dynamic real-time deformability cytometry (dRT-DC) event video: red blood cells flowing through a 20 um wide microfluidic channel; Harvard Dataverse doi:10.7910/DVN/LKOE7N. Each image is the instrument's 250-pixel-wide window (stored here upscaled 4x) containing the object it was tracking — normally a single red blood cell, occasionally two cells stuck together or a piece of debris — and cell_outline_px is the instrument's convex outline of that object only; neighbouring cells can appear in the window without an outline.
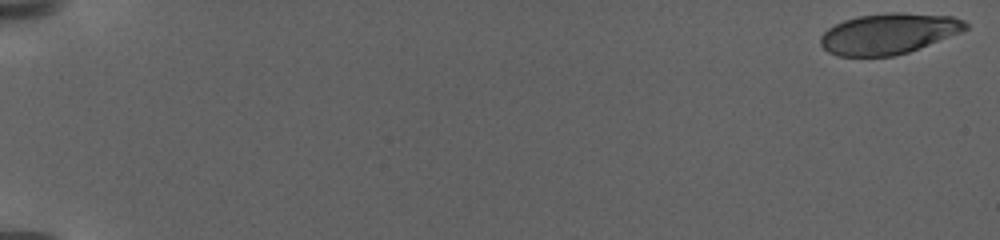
{"species": "human", "species_latin": "Homo sapiens", "temperature_condition": "warm", "stored_images_in_passage": 61, "camera_frame_rate_fps": 3000, "um_per_image_px": 0.085, "donor": {"sex": "female"}, "frame": {"image": 1, "passage_image": 1, "time_ms": 0.0, "image_size_px": [1000, 240], "cell_outline_px": [[968, 28], [960, 32], [908, 52], [892, 56], [836, 56], [828, 52], [820, 44], [820, 36], [828, 28], [844, 20], [860, 16], [888, 12], [900, 12], [952, 16], [964, 20], [968, 24]], "centroid_in_image_um": [75.51, 2.85], "position_along_channel_um": 9.5, "area_um2": 34.28}}
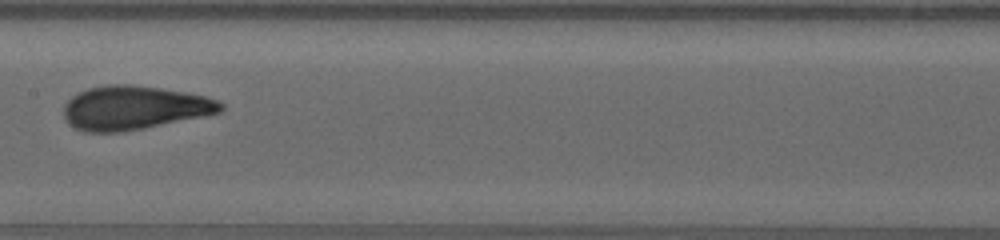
{"frame": {"image": 2, "passage_image": 32, "time_ms": 13.333, "image_size_px": [1000, 240], "cell_outline_px": [[224, 108], [220, 112], [120, 132], [84, 132], [76, 128], [64, 116], [64, 104], [72, 96], [88, 88], [108, 84], [128, 84], [160, 88], [184, 92], [204, 96], [216, 100], [224, 104]], "centroid_in_image_um": [11.36, 9.14], "position_along_channel_um": 196.0, "area_um2": 39.3}}
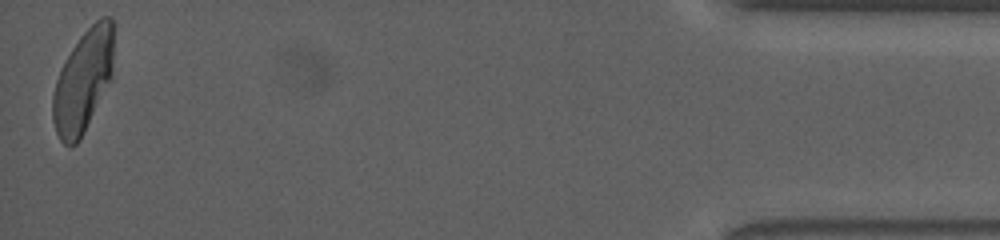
{"frame": {"image": 3, "passage_image": 60, "time_ms": 24.0, "image_size_px": [1000, 240], "cell_outline_px": [[112, 76], [80, 140], [76, 144], [64, 144], [60, 140], [56, 132], [52, 120], [52, 96], [56, 80], [72, 48], [80, 36], [100, 16], [108, 16], [112, 20]], "centroid_in_image_um": [7.04, 6.91], "position_along_channel_um": 428.2, "area_um2": 35.66}, "authors_computed_cell_mechanics": {"area_um2": 37.1076, "velocity_mm_per_s": 2.8989, "shape_relaxation_time_tau1_ms": 5.6748, "shape_relaxation_time_tau2_ms": 1.1438, "deformation_change_tau1": 0.1967, "deformation_change_tau2": 0.0732}}